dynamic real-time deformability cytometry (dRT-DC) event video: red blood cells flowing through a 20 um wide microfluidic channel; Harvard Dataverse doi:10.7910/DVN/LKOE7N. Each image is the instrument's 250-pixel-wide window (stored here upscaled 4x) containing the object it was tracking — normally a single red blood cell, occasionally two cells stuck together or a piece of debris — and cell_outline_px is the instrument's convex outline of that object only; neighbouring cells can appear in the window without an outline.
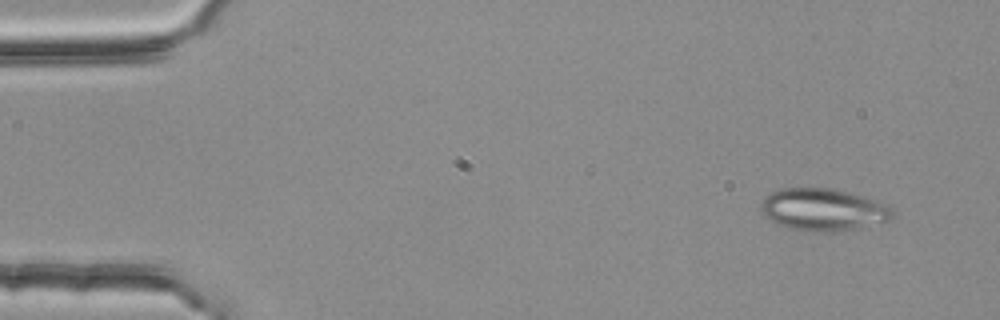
{"species": "common noctule bat (a hibernating species)", "species_latin": "Nyctalus noctula", "temperature_condition": "room temperature", "stored_images_in_passage": 4, "camera_frame_rate_fps": 3000, "um_per_image_px": 0.085, "animal": {"sex": "female", "body_mass_g": 25.1}, "frame": {"image": 1, "passage_image": 1, "time_ms": 0.0, "image_size_px": [1000, 320], "cell_outline_px": [[892, 216], [888, 220], [836, 232], [804, 232], [788, 228], [764, 216], [760, 212], [760, 204], [764, 196], [772, 192], [784, 188], [832, 188], [876, 200], [888, 204], [892, 208]], "centroid_in_image_um": [69.91, 17.82], "position_along_channel_um": 15.1, "area_um2": 32.31}}